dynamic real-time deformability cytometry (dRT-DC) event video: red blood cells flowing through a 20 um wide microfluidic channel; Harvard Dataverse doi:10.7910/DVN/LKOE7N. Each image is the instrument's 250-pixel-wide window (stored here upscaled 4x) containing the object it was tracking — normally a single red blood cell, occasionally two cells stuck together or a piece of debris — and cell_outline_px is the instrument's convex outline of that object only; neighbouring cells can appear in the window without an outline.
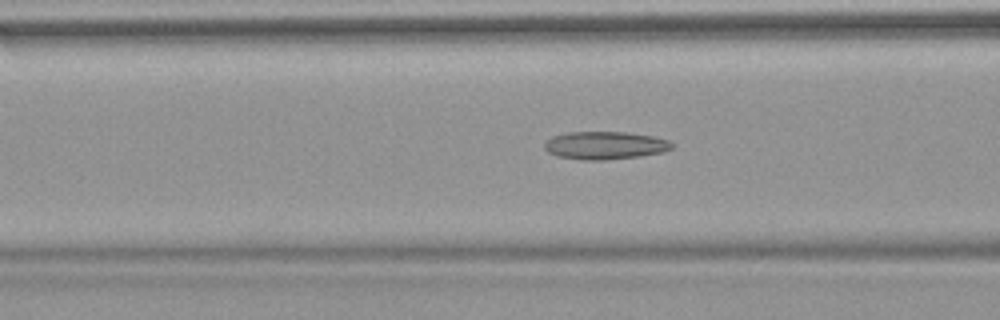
{"species": "common noctule bat (a hibernating species)", "species_latin": "Nyctalus noctula", "temperature_condition": "warm", "stored_images_in_passage": 52, "camera_frame_rate_fps": 3000, "um_per_image_px": 0.085, "animal": {"sex": "female", "body_mass_g": 18.4}, "frame": {"image": 1, "passage_image": 20, "time_ms": 6.333, "image_size_px": [1000, 320], "cell_outline_px": [[672, 148], [664, 152], [640, 156], [604, 160], [580, 160], [556, 156], [548, 152], [544, 148], [544, 144], [552, 136], [568, 132], [628, 132], [652, 136], [668, 140], [672, 144]], "centroid_in_image_um": [51.41, 12.36], "position_along_channel_um": 115.2, "area_um2": 20.75}}
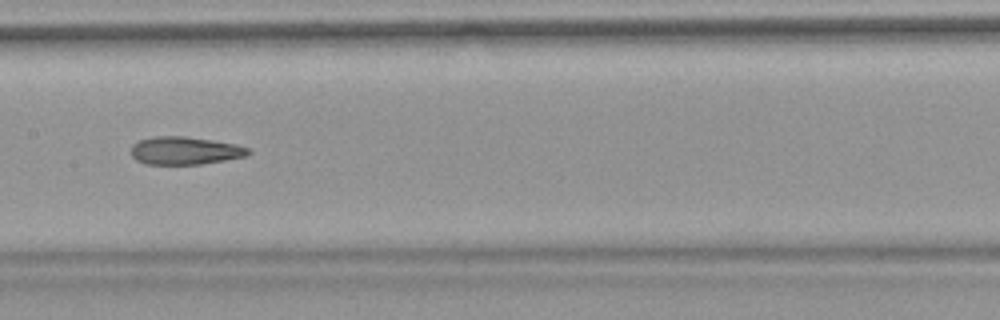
{"frame": {"image": 2, "passage_image": 26, "time_ms": 8.333, "image_size_px": [1000, 320], "cell_outline_px": [[252, 152], [244, 156], [224, 160], [200, 164], [144, 164], [136, 160], [132, 156], [132, 144], [140, 140], [156, 136], [184, 136], [212, 140], [236, 144], [248, 148]], "centroid_in_image_um": [15.7, 12.8], "position_along_channel_um": 191.7, "area_um2": 18.9}}
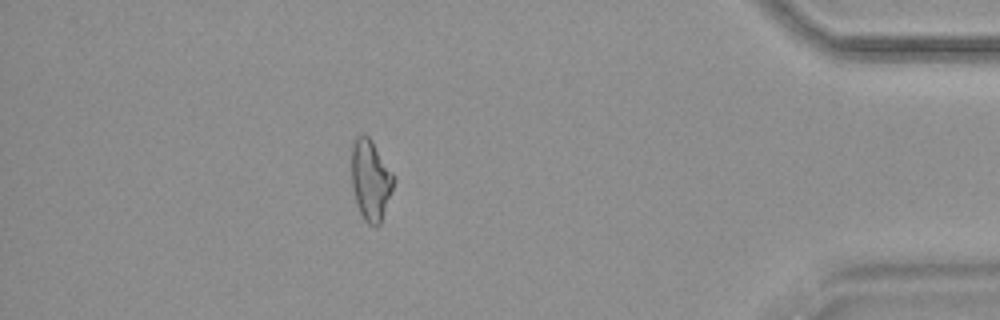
{"frame": {"image": 3, "passage_image": 46, "time_ms": 15.0, "image_size_px": [1000, 320], "cell_outline_px": [[396, 180], [380, 224], [368, 224], [364, 220], [356, 204], [352, 188], [352, 144], [356, 136], [364, 132], [368, 136], [396, 176]], "centroid_in_image_um": [31.51, 15.28], "position_along_channel_um": 403.7, "area_um2": 19.88}, "authors_computed_cell_mechanics": {"area_um2": 20.23, "velocity_mm_per_s": 3.8304, "shape_relaxation_time_tau1_ms": null, "shape_relaxation_time_tau2_ms": 3.6746, "deformation_change_tau1": null, "deformation_change_tau2": 0.1405}}